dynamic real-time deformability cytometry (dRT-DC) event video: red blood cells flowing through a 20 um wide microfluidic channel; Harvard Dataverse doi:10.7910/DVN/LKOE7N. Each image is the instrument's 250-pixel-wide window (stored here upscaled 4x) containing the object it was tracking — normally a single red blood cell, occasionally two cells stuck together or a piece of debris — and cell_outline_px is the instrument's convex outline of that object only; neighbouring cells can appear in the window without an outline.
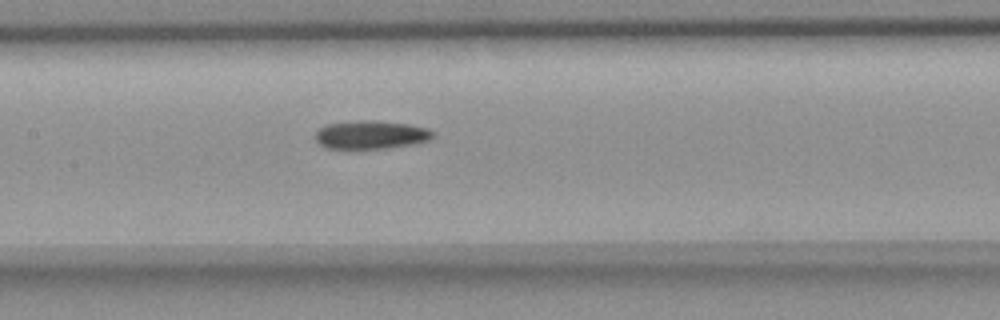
{"species": "common noctule bat (a hibernating species)", "species_latin": "Nyctalus noctula", "temperature_condition": "room temperature", "stored_images_in_passage": 7, "camera_frame_rate_fps": 3000, "um_per_image_px": 0.085, "animal": {"sex": "female", "body_mass_g": 18.4}, "frame": {"image": 1, "passage_image": 7, "time_ms": 2.0, "image_size_px": [1000, 320], "cell_outline_px": [[436, 136], [428, 140], [416, 144], [388, 148], [324, 148], [316, 140], [316, 132], [320, 128], [328, 124], [360, 120], [368, 120], [408, 124], [428, 128]], "centroid_in_image_um": [31.56, 11.46], "position_along_channel_um": 175.8, "area_um2": 19.31}}